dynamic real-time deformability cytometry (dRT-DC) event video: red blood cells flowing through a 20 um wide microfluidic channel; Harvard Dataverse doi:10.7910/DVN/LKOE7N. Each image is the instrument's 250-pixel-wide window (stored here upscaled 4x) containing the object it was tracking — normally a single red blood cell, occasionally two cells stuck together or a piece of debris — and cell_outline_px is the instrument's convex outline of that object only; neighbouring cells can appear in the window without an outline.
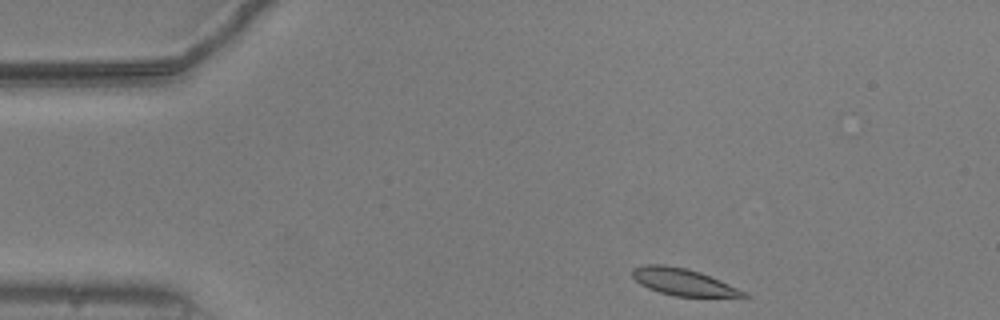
{"species": "common noctule bat (a hibernating species)", "species_latin": "Nyctalus noctula", "temperature_condition": "warm", "stored_images_in_passage": 46, "camera_frame_rate_fps": 3000, "um_per_image_px": 0.085, "animal": {"sex": "male", "body_mass_g": 20.5, "forearm_length_mm": 52.5}, "frame": {"image": 1, "passage_image": 1, "time_ms": 0.0, "image_size_px": [1000, 320], "cell_outline_px": [[748, 296], [676, 296], [660, 292], [648, 288], [640, 284], [632, 276], [632, 268], [644, 264], [664, 264], [684, 268], [700, 272], [720, 280], [748, 292]], "centroid_in_image_um": [58.03, 23.95], "position_along_channel_um": 27.0, "area_um2": 17.22}}
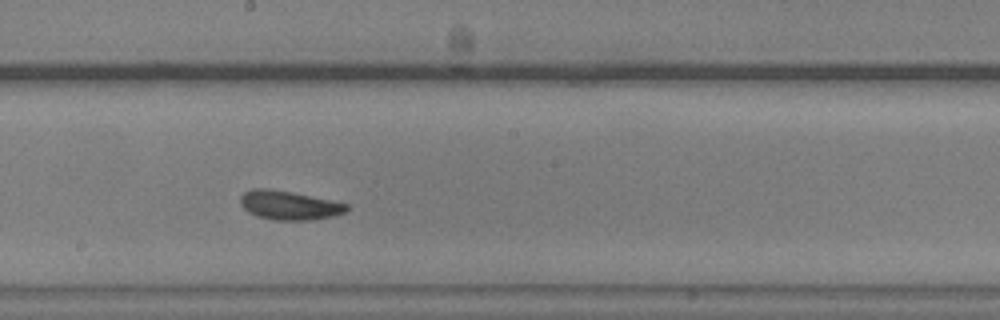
{"frame": {"image": 2, "passage_image": 22, "time_ms": 7.0, "image_size_px": [1000, 320], "cell_outline_px": [[352, 208], [344, 212], [332, 216], [312, 220], [272, 220], [256, 216], [248, 212], [240, 204], [240, 196], [244, 192], [252, 188], [268, 188], [292, 192], [352, 204]], "centroid_in_image_um": [24.6, 17.44], "position_along_channel_um": 223.6, "area_um2": 18.26}}
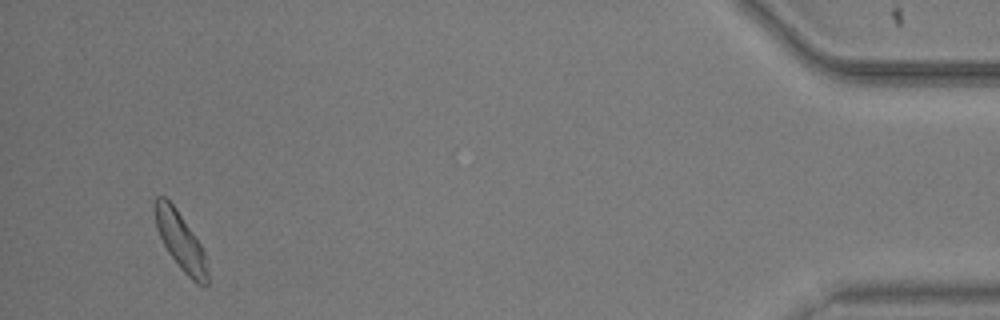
{"frame": {"image": 3, "passage_image": 44, "time_ms": 14.333, "image_size_px": [1000, 320], "cell_outline_px": [[208, 284], [196, 284], [180, 268], [168, 252], [156, 228], [152, 200], [156, 196], [164, 196], [176, 208], [200, 244], [204, 252], [208, 272]], "centroid_in_image_um": [15.31, 20.46], "position_along_channel_um": 419.9, "area_um2": 17.57}, "authors_computed_cell_mechanics": {"area_um2": 17.8313, "velocity_mm_per_s": 3.73, "shape_relaxation_time_tau1_ms": 4.0601, "shape_relaxation_time_tau2_ms": 4.4748, "deformation_change_tau1": 0.1541, "deformation_change_tau2": 0.0556}}